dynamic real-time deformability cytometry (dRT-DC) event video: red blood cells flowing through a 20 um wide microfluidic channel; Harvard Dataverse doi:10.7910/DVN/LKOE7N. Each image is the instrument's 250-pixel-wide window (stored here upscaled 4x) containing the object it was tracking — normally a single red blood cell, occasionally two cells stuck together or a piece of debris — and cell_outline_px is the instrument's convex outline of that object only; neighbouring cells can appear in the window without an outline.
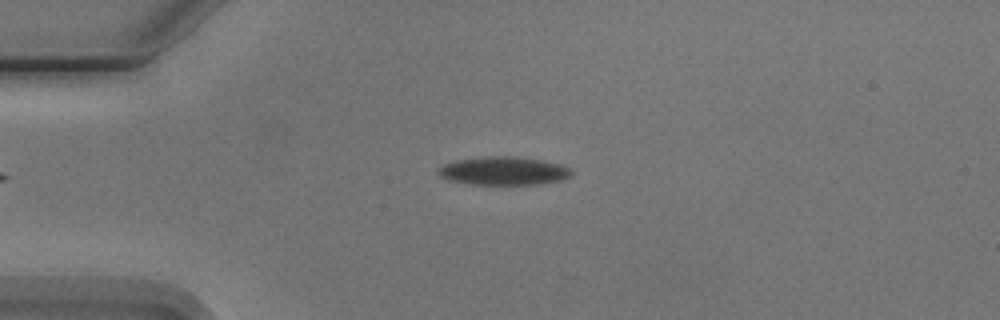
{"species": "Egyptian fruit bat (a non-hibernating species)", "species_latin": "Rousettus aegyptiacus", "temperature_condition": "cold", "stored_images_in_passage": 5, "camera_frame_rate_fps": 3000, "um_per_image_px": 0.085, "animal": {"sex": "male"}, "frame": {"image": 1, "passage_image": 4, "time_ms": 3.667, "image_size_px": [1000, 320], "cell_outline_px": [[572, 176], [564, 180], [540, 184], [472, 184], [448, 180], [440, 176], [436, 172], [436, 168], [440, 164], [456, 160], [488, 156], [512, 156], [544, 160], [564, 164], [572, 168]], "centroid_in_image_um": [42.83, 14.52], "position_along_channel_um": 42.2, "area_um2": 22.48}}